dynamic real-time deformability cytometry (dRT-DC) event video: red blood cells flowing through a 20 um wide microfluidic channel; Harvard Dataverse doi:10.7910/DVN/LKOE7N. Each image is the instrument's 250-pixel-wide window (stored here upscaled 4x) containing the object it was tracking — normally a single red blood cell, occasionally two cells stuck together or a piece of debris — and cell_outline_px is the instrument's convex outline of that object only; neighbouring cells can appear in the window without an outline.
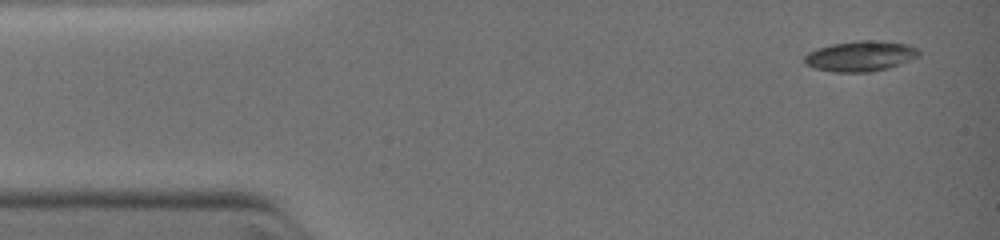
{"species": "common noctule bat (a hibernating species)", "species_latin": "Nyctalus noctula", "temperature_condition": "warm", "stored_images_in_passage": 8, "camera_frame_rate_fps": 3000, "um_per_image_px": 0.085, "animal": {"sex": "female", "body_mass_g": 19.0, "forearm_length_mm": 51.5}, "frame": {"image": 1, "passage_image": 1, "time_ms": 0.0, "image_size_px": [1000, 240], "cell_outline_px": [[920, 56], [900, 64], [888, 68], [868, 72], [832, 72], [816, 68], [804, 64], [804, 56], [808, 52], [816, 48], [832, 44], [860, 40], [880, 40], [908, 44], [920, 48]], "centroid_in_image_um": [73.16, 4.76], "position_along_channel_um": 11.8, "area_um2": 20.52}}
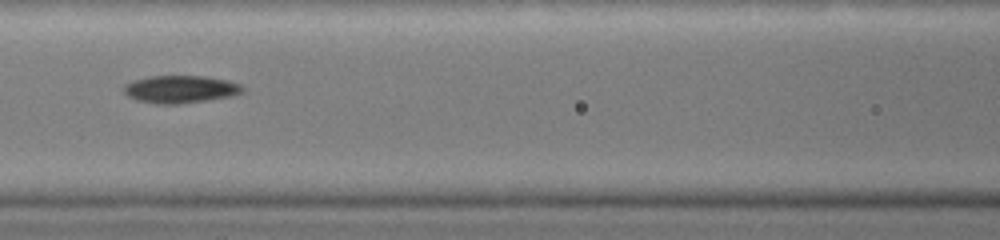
{"frame": {"image": 2, "passage_image": 6, "time_ms": 4.667, "image_size_px": [1000, 240], "cell_outline_px": [[244, 92], [232, 96], [176, 104], [152, 104], [136, 100], [128, 96], [124, 92], [124, 84], [132, 80], [148, 76], [204, 76], [228, 80], [240, 84], [244, 88]], "centroid_in_image_um": [15.31, 7.58], "position_along_channel_um": 151.3, "area_um2": 19.19}}
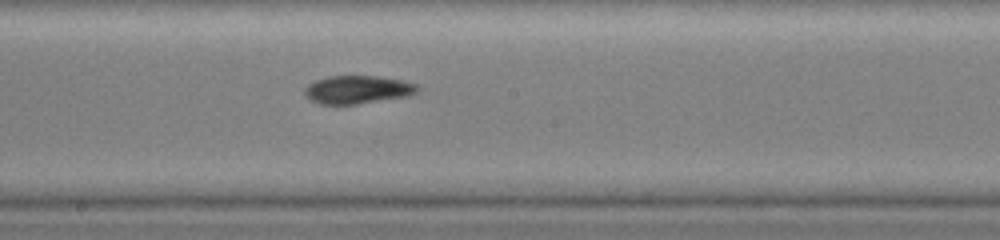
{"frame": {"image": 3, "passage_image": 8, "time_ms": 6.0, "image_size_px": [1000, 240], "cell_outline_px": [[420, 88], [412, 96], [356, 104], [320, 104], [312, 100], [304, 92], [308, 84], [316, 80], [328, 76], [376, 76], [404, 80], [416, 84]], "centroid_in_image_um": [30.46, 7.61], "position_along_channel_um": 217.7, "area_um2": 18.5}}